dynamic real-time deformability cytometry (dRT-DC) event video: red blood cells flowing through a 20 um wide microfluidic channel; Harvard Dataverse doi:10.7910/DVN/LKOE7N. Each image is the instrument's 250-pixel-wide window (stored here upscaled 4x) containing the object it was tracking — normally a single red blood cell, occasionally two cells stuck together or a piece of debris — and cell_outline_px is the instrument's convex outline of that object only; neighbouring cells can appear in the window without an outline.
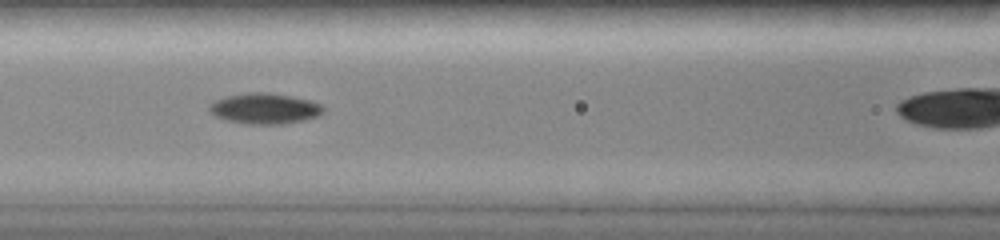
{"species": "common noctule bat (a hibernating species)", "species_latin": "Nyctalus noctula", "temperature_condition": "room temperature", "stored_images_in_passage": 32, "camera_frame_rate_fps": 3000, "um_per_image_px": 0.085, "animal": {"sex": "female", "body_mass_g": 19.0, "forearm_length_mm": 51.5}, "frame": {"image": 1, "passage_image": 10, "time_ms": 3.0, "image_size_px": [1000, 240], "cell_outline_px": [[324, 112], [316, 116], [304, 120], [284, 124], [244, 124], [224, 120], [208, 112], [208, 104], [224, 96], [248, 92], [264, 92], [292, 96], [308, 100], [320, 104], [324, 108]], "centroid_in_image_um": [22.44, 9.23], "position_along_channel_um": 144.2, "area_um2": 20.58}}